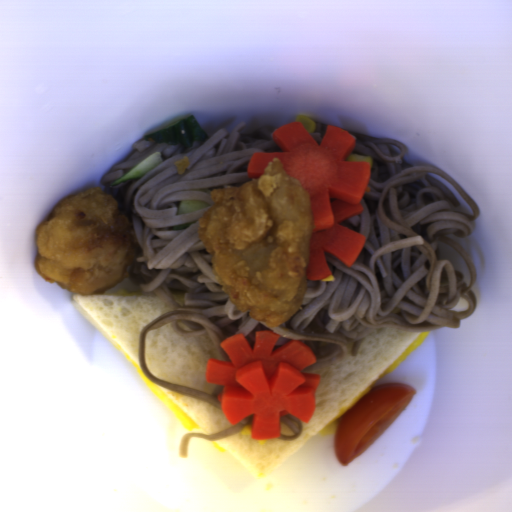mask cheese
<instances>
[{
  "label": "cheese",
  "mask_w": 512,
  "mask_h": 512,
  "mask_svg": "<svg viewBox=\"0 0 512 512\" xmlns=\"http://www.w3.org/2000/svg\"><path fill=\"white\" fill-rule=\"evenodd\" d=\"M125 354V353H124ZM135 371L143 380L148 389L166 406V408L178 419V421L191 433L204 432L186 413H184L157 385L152 383L144 374L142 368L128 355L125 354ZM209 435V434H207Z\"/></svg>",
  "instance_id": "obj_1"
},
{
  "label": "cheese",
  "mask_w": 512,
  "mask_h": 512,
  "mask_svg": "<svg viewBox=\"0 0 512 512\" xmlns=\"http://www.w3.org/2000/svg\"><path fill=\"white\" fill-rule=\"evenodd\" d=\"M431 332H421L410 344L409 346L366 388H364L351 402H349L332 420L331 423L340 420V416L343 415L346 411L352 408L355 404H357L372 388L373 386L384 376L389 373L394 372L398 366L410 355L412 354L423 342L426 336Z\"/></svg>",
  "instance_id": "obj_2"
},
{
  "label": "cheese",
  "mask_w": 512,
  "mask_h": 512,
  "mask_svg": "<svg viewBox=\"0 0 512 512\" xmlns=\"http://www.w3.org/2000/svg\"><path fill=\"white\" fill-rule=\"evenodd\" d=\"M209 445H211L214 449H216L217 451H220V452H223V453H226L228 452L226 448H224L222 445H220L218 442H216L215 440H205Z\"/></svg>",
  "instance_id": "obj_3"
}]
</instances>
